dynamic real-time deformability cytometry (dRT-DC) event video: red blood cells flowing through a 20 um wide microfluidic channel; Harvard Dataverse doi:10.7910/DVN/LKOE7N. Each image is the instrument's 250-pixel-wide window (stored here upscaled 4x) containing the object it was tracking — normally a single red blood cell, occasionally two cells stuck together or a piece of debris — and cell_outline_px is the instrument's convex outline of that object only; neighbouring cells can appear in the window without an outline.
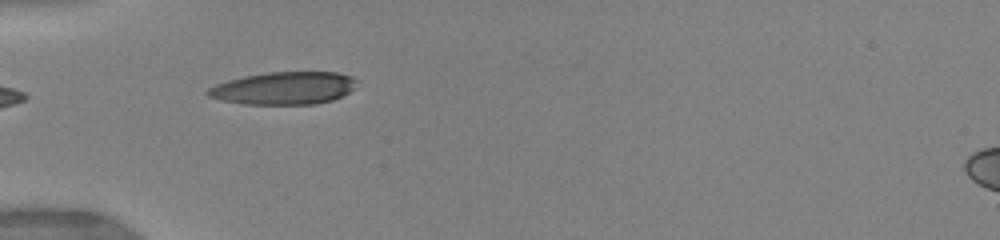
{"species": "human", "species_latin": "Homo sapiens", "temperature_condition": "warm", "stored_images_in_passage": 8, "segment_of_instrument_passage": [2, 2], "camera_frame_rate_fps": 3000, "um_per_image_px": 0.085, "donor": {"sex": "female"}, "frame": {"image": 1, "passage_image": 7, "time_ms": 5.667, "image_size_px": [1000, 240], "cell_outline_px": [[356, 80], [352, 88], [348, 92], [332, 100], [316, 104], [244, 104], [220, 100], [208, 96], [204, 92], [208, 88], [216, 84], [228, 80], [244, 76], [268, 72], [336, 72], [352, 76]], "centroid_in_image_um": [24.08, 7.49], "position_along_channel_um": 60.9, "area_um2": 28.21}}